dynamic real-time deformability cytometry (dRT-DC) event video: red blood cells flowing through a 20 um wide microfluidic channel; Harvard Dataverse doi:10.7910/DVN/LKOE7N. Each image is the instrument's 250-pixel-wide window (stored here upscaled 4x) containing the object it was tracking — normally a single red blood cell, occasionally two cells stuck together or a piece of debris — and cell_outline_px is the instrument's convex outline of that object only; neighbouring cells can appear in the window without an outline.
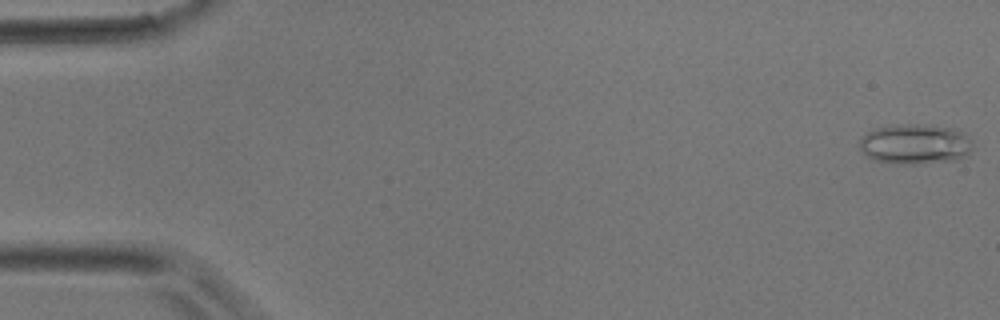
{"species": "common noctule bat (a hibernating species)", "species_latin": "Nyctalus noctula", "temperature_condition": "room temperature", "stored_images_in_passage": 5, "camera_frame_rate_fps": 3000, "um_per_image_px": 0.085, "animal": {"sex": "male", "body_mass_g": 17.9}, "frame": {"image": 1, "passage_image": 1, "time_ms": 0.0, "image_size_px": [1000, 320], "cell_outline_px": [[972, 148], [964, 156], [956, 160], [912, 164], [904, 164], [872, 160], [860, 148], [860, 136], [872, 128], [900, 124], [916, 124], [952, 128], [968, 136], [972, 140]], "centroid_in_image_um": [77.75, 12.24], "position_along_channel_um": 7.3, "area_um2": 26.41}}